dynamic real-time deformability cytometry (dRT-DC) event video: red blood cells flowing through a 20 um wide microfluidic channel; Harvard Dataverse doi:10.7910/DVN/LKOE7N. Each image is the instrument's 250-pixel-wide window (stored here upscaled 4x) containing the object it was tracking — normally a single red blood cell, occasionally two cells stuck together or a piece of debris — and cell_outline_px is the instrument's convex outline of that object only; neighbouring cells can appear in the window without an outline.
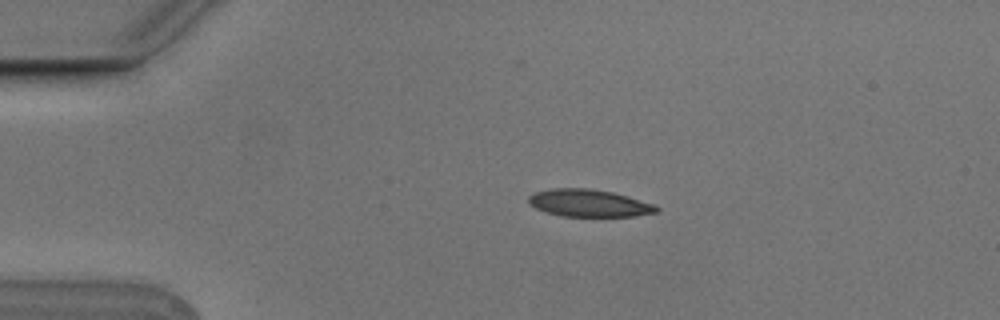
{"species": "Egyptian fruit bat (a non-hibernating species)", "species_latin": "Rousettus aegyptiacus", "temperature_condition": "cold", "stored_images_in_passage": 4, "camera_frame_rate_fps": 3000, "um_per_image_px": 0.085, "animal": {"sex": "male"}, "frame": {"image": 1, "passage_image": 3, "time_ms": 0.667, "image_size_px": [1000, 320], "cell_outline_px": [[660, 208], [656, 212], [632, 216], [560, 216], [544, 212], [528, 204], [528, 196], [532, 192], [552, 188], [588, 188], [612, 192], [628, 196], [656, 204]], "centroid_in_image_um": [50.02, 17.26], "position_along_channel_um": 35.0, "area_um2": 20.58}}